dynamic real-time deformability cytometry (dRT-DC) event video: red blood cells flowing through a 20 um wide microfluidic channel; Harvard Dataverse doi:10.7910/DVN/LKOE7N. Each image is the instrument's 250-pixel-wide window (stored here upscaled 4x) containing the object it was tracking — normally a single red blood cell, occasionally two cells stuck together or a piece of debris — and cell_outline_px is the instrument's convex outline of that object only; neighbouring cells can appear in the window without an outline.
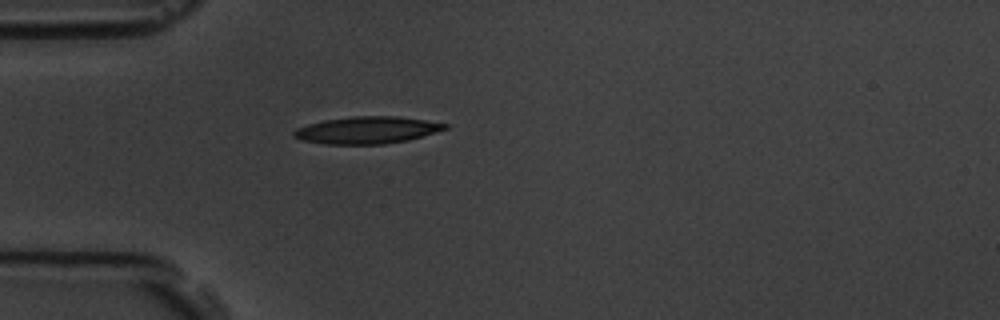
{"species": "common noctule bat (a hibernating species)", "species_latin": "Nyctalus noctula", "temperature_condition": "room temperature", "stored_images_in_passage": 1, "camera_frame_rate_fps": 3000, "um_per_image_px": 0.085, "animal": {"sex": "male", "body_mass_g": 19.5, "forearm_length_mm": 54.6}, "frame": {"image": 1, "passage_image": 1, "time_ms": 0.0, "image_size_px": [1000, 320], "cell_outline_px": [[448, 128], [408, 140], [384, 144], [324, 144], [300, 140], [292, 136], [292, 132], [296, 128], [308, 124], [324, 120], [352, 116], [396, 116], [424, 120], [448, 124]], "centroid_in_image_um": [31.14, 11.06], "position_along_channel_um": 53.9, "area_um2": 23.81}}